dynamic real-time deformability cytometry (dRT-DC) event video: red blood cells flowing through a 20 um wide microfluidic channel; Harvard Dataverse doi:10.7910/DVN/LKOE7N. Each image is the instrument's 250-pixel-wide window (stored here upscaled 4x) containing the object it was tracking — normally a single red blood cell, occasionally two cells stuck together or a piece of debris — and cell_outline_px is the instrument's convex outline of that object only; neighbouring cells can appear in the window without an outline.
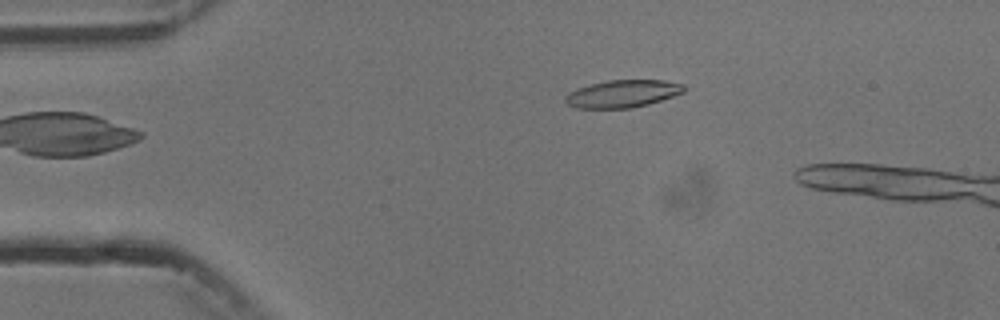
{"species": "common noctule bat (a hibernating species)", "species_latin": "Nyctalus noctula", "temperature_condition": "cold", "stored_images_in_passage": 6, "segment_of_instrument_passage": [1, 2], "camera_frame_rate_fps": 3000, "um_per_image_px": 0.085, "animal": {"sex": "male", "body_mass_g": 13.3}, "frame": {"image": 1, "passage_image": 1, "time_ms": 0.0, "image_size_px": [1000, 320], "cell_outline_px": [[688, 88], [684, 92], [648, 104], [632, 108], [576, 108], [568, 104], [564, 100], [564, 96], [568, 92], [592, 84], [608, 80], [664, 80], [684, 84]], "centroid_in_image_um": [52.94, 7.96], "position_along_channel_um": 32.1, "area_um2": 18.96}}
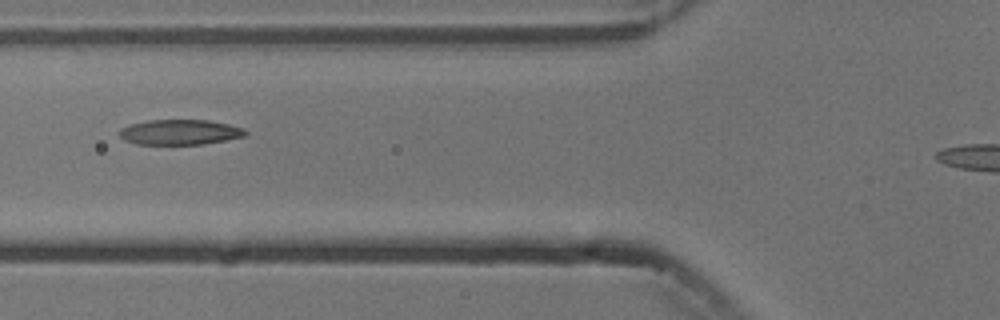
{"frame": {"image": 2, "passage_image": 4, "time_ms": 3.333, "image_size_px": [1000, 320], "cell_outline_px": [[248, 132], [244, 136], [204, 144], [136, 144], [124, 140], [120, 136], [120, 128], [128, 124], [148, 120], [208, 120], [228, 124], [244, 128]], "centroid_in_image_um": [15.26, 11.23], "position_along_channel_um": 110.5, "area_um2": 18.5}}
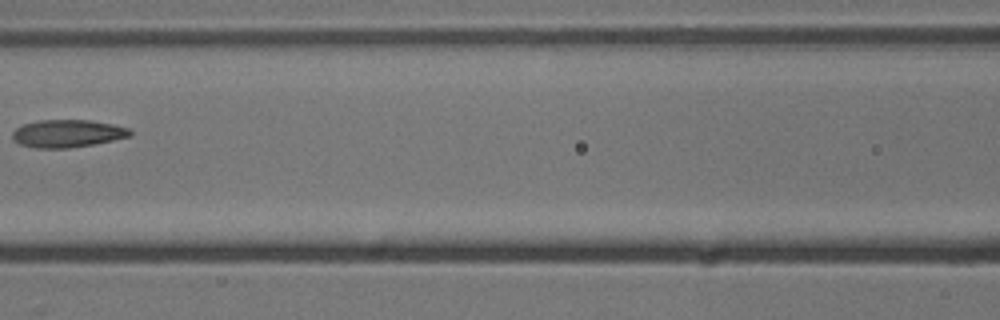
{"frame": {"image": 3, "passage_image": 5, "time_ms": 4.667, "image_size_px": [1000, 320], "cell_outline_px": [[132, 136], [92, 144], [68, 148], [36, 148], [20, 144], [12, 140], [12, 132], [16, 128], [24, 124], [36, 120], [88, 120], [112, 124], [128, 128], [132, 132]], "centroid_in_image_um": [5.7, 11.34], "position_along_channel_um": 160.9, "area_um2": 18.9}}